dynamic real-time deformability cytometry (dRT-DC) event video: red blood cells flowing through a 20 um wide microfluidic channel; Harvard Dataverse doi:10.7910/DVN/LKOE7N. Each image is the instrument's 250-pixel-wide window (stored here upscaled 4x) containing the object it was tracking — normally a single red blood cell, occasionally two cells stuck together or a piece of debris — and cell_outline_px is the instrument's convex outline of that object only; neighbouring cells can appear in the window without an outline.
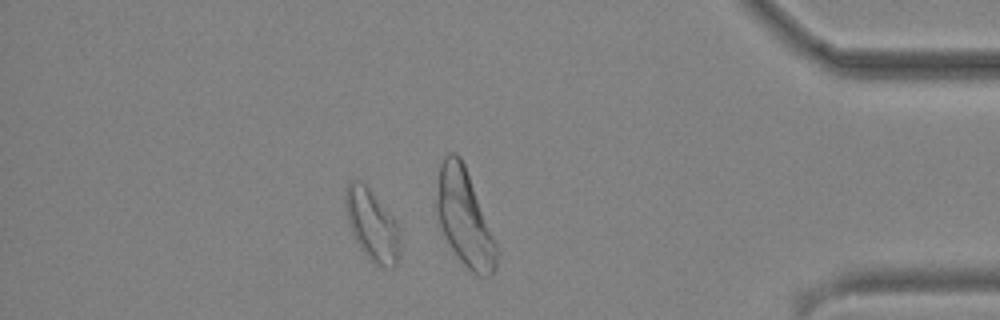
{"species": "common noctule bat (a hibernating species)", "species_latin": "Nyctalus noctula", "temperature_condition": "cold", "stored_images_in_passage": 49, "camera_frame_rate_fps": 3000, "um_per_image_px": 0.085, "animal": {"sex": "male", "body_mass_g": 19.2, "forearm_length_mm": 51.8}, "frame": {"image": 1, "passage_image": 42, "time_ms": 13.667, "image_size_px": [1000, 320], "cell_outline_px": [[400, 244], [396, 264], [392, 268], [372, 264], [360, 248], [352, 232], [348, 220], [344, 204], [344, 192], [348, 184], [352, 180], [360, 180], [368, 188], [396, 220], [400, 228]], "centroid_in_image_um": [31.63, 19.14], "position_along_channel_um": 403.6, "area_um2": 22.72}}